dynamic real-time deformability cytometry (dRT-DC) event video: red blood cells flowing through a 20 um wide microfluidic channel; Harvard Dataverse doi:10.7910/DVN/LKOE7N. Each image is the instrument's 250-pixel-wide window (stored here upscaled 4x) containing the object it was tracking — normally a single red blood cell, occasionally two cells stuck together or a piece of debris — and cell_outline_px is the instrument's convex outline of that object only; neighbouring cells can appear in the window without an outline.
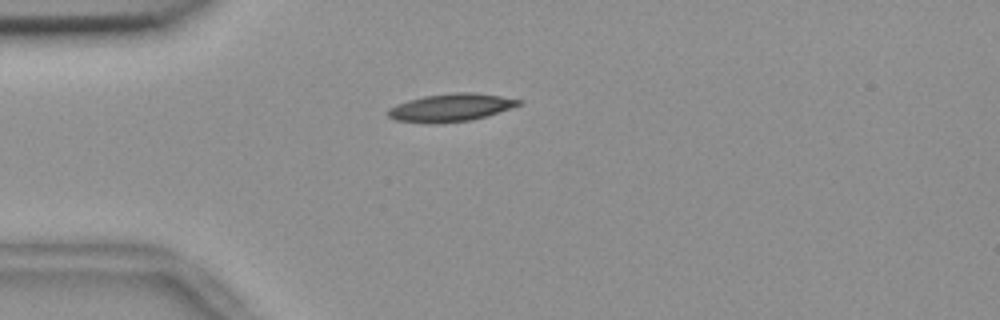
{"species": "common noctule bat (a hibernating species)", "species_latin": "Nyctalus noctula", "temperature_condition": "room temperature", "stored_images_in_passage": 56, "camera_frame_rate_fps": 3000, "um_per_image_px": 0.085, "animal": {"sex": "female", "body_mass_g": 18.4}, "frame": {"image": 1, "passage_image": 15, "time_ms": 4.667, "image_size_px": [1000, 320], "cell_outline_px": [[524, 100], [520, 104], [488, 116], [472, 120], [440, 124], [428, 124], [396, 120], [388, 116], [388, 108], [396, 104], [408, 100], [424, 96], [456, 92], [472, 92], [500, 96]], "centroid_in_image_um": [38.3, 9.16], "position_along_channel_um": 46.7, "area_um2": 21.33}}
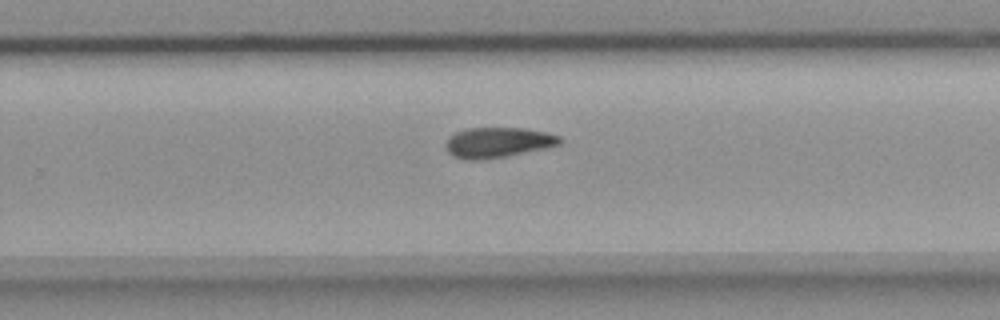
{"frame": {"image": 2, "passage_image": 36, "time_ms": 11.667, "image_size_px": [1000, 320], "cell_outline_px": [[560, 144], [548, 148], [508, 156], [484, 160], [468, 160], [452, 156], [448, 152], [444, 144], [448, 136], [456, 132], [468, 128], [524, 128], [544, 132], [560, 136]], "centroid_in_image_um": [42.28, 12.12], "position_along_channel_um": 287.5, "area_um2": 20.35}}
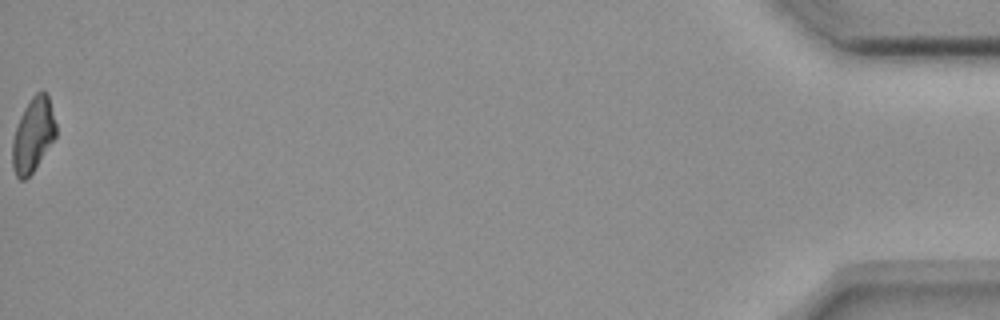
{"frame": {"image": 3, "passage_image": 56, "time_ms": 18.333, "image_size_px": [1000, 320], "cell_outline_px": [[56, 136], [32, 172], [24, 180], [20, 180], [16, 176], [12, 168], [12, 140], [20, 116], [24, 108], [32, 96], [36, 92], [44, 88], [48, 92], [56, 124]], "centroid_in_image_um": [2.81, 11.42], "position_along_channel_um": 432.4, "area_um2": 18.9}, "authors_computed_cell_mechanics": {"area_um2": 19.941, "velocity_mm_per_s": 3.6773, "shape_relaxation_time_tau1_ms": 7.594, "shape_relaxation_time_tau2_ms": null, "deformation_change_tau1": 0.1684, "deformation_change_tau2": null}}